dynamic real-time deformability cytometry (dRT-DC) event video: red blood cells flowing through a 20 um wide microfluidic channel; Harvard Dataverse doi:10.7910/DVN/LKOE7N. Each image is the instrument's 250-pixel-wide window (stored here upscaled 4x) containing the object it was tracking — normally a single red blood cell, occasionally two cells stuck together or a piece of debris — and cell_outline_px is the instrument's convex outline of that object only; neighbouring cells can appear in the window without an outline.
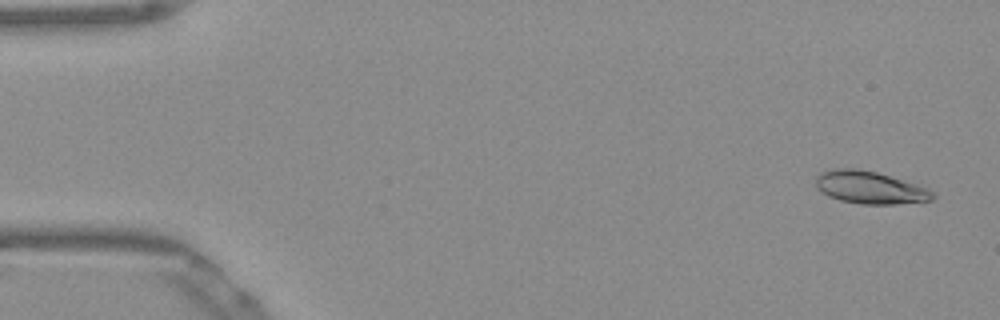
{"species": "Egyptian fruit bat (a non-hibernating species)", "species_latin": "Rousettus aegyptiacus", "temperature_condition": "warm", "stored_images_in_passage": 16, "camera_frame_rate_fps": 3000, "um_per_image_px": 0.085, "frame": {"image": 1, "passage_image": 3, "time_ms": 0.667, "image_size_px": [1000, 320], "cell_outline_px": [[936, 196], [932, 200], [896, 204], [860, 204], [840, 200], [828, 196], [816, 188], [816, 176], [820, 172], [832, 168], [856, 168], [876, 172], [916, 184], [928, 188], [936, 192]], "centroid_in_image_um": [73.94, 15.94], "position_along_channel_um": 11.1, "area_um2": 22.31}}